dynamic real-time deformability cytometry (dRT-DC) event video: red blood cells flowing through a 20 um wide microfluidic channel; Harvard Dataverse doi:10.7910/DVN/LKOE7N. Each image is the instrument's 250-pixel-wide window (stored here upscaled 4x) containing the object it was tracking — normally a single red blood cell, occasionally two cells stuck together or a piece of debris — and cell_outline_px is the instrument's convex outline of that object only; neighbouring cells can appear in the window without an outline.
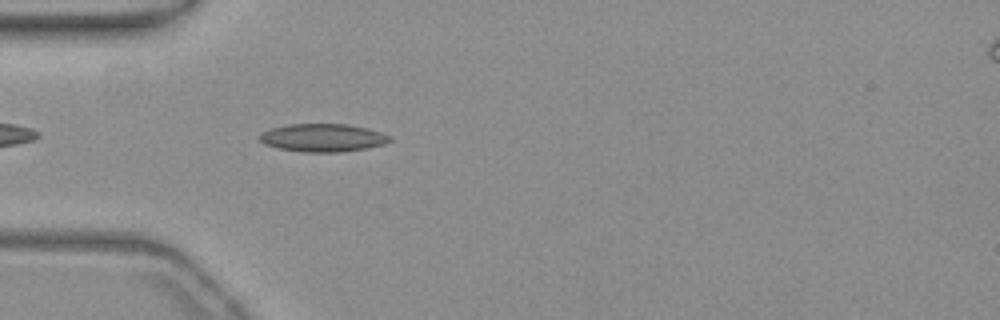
{"species": "common noctule bat (a hibernating species)", "species_latin": "Nyctalus noctula", "temperature_condition": "warm", "stored_images_in_passage": 8, "camera_frame_rate_fps": 3000, "um_per_image_px": 0.085, "animal": {"sex": "female", "body_mass_g": 19.3, "forearm_length_mm": 54.1}, "frame": {"image": 1, "passage_image": 4, "time_ms": 1.0, "image_size_px": [1000, 320], "cell_outline_px": [[392, 140], [384, 144], [368, 148], [340, 152], [304, 152], [276, 148], [264, 144], [260, 140], [260, 136], [264, 132], [272, 128], [288, 124], [348, 124], [380, 132], [392, 136]], "centroid_in_image_um": [27.46, 11.72], "position_along_channel_um": 57.5, "area_um2": 21.15}}
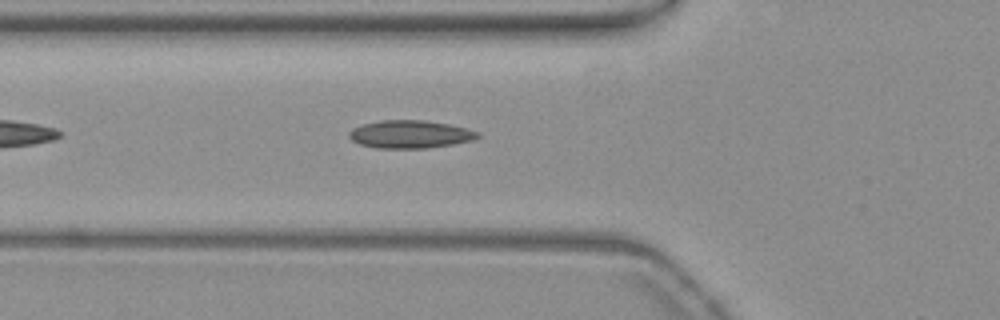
{"frame": {"image": 2, "passage_image": 7, "time_ms": 2.0, "image_size_px": [1000, 320], "cell_outline_px": [[480, 136], [476, 140], [428, 148], [376, 148], [360, 144], [352, 140], [348, 136], [348, 132], [352, 128], [364, 124], [380, 120], [424, 120], [448, 124], [480, 132]], "centroid_in_image_um": [34.86, 11.41], "position_along_channel_um": 90.9, "area_um2": 20.92}}